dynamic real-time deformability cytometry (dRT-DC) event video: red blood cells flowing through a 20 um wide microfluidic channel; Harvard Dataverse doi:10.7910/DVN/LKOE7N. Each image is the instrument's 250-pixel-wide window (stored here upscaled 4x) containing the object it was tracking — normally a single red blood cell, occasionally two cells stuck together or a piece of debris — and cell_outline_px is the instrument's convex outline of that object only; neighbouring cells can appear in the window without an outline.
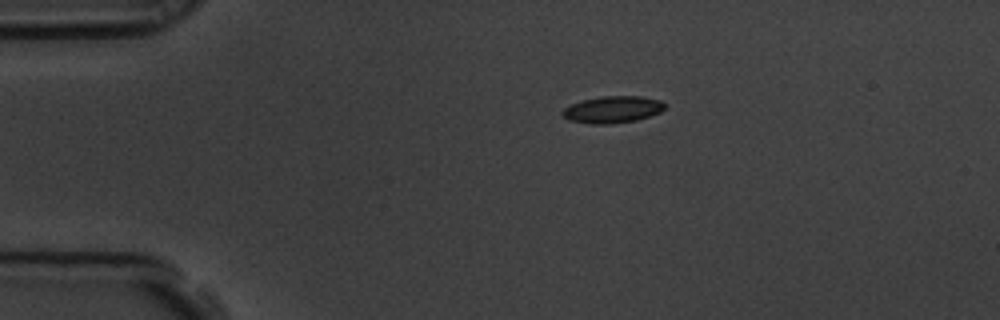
{"species": "common noctule bat (a hibernating species)", "species_latin": "Nyctalus noctula", "temperature_condition": "room temperature", "stored_images_in_passage": 9, "camera_frame_rate_fps": 3000, "um_per_image_px": 0.085, "animal": {"sex": "male", "body_mass_g": 19.5, "forearm_length_mm": 54.6}, "frame": {"image": 1, "passage_image": 1, "time_ms": 0.0, "image_size_px": [1000, 320], "cell_outline_px": [[664, 108], [660, 112], [636, 120], [612, 124], [592, 124], [568, 120], [560, 112], [564, 108], [572, 104], [584, 100], [600, 96], [640, 96], [660, 100], [664, 104]], "centroid_in_image_um": [52.05, 9.31], "position_along_channel_um": 33.0, "area_um2": 15.9}}
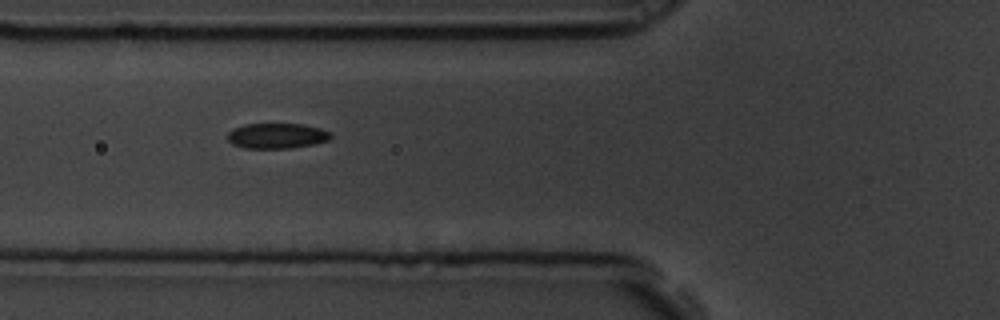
{"frame": {"image": 2, "passage_image": 4, "time_ms": 1.0, "image_size_px": [1000, 320], "cell_outline_px": [[332, 136], [328, 140], [312, 144], [292, 148], [244, 148], [232, 144], [228, 140], [228, 132], [232, 128], [244, 124], [304, 124], [320, 128], [332, 132]], "centroid_in_image_um": [23.52, 11.54], "position_along_channel_um": 102.3, "area_um2": 15.32}}
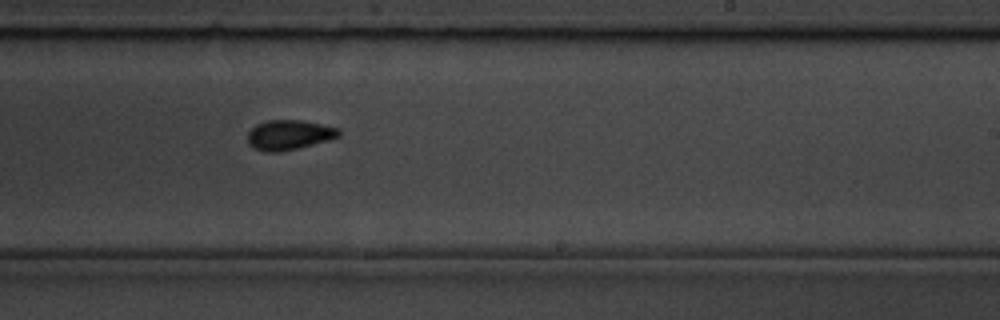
{"frame": {"image": 3, "passage_image": 8, "time_ms": 2.333, "image_size_px": [1000, 320], "cell_outline_px": [[340, 136], [328, 140], [280, 152], [264, 152], [248, 144], [248, 132], [256, 124], [268, 120], [304, 120], [340, 128]], "centroid_in_image_um": [24.58, 11.45], "position_along_channel_um": 264.4, "area_um2": 15.84}}